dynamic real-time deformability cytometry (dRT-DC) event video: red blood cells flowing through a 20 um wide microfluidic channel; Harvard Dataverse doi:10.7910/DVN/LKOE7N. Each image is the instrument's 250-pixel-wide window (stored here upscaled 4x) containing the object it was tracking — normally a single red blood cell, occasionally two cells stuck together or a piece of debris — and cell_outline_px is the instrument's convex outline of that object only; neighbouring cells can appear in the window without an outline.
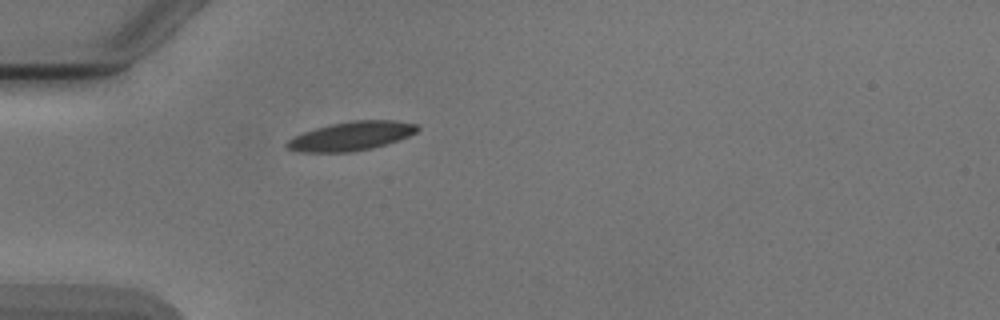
{"species": "Egyptian fruit bat (a non-hibernating species)", "species_latin": "Rousettus aegyptiacus", "temperature_condition": "cold", "stored_images_in_passage": 38, "camera_frame_rate_fps": 3000, "um_per_image_px": 0.085, "animal": {"sex": "male"}, "frame": {"image": 1, "passage_image": 1, "time_ms": 0.0, "image_size_px": [1000, 320], "cell_outline_px": [[420, 128], [416, 132], [408, 136], [372, 148], [352, 152], [300, 152], [288, 148], [284, 144], [292, 136], [316, 128], [332, 124], [352, 120], [392, 120], [416, 124]], "centroid_in_image_um": [29.82, 11.56], "position_along_channel_um": 55.2, "area_um2": 21.79}}
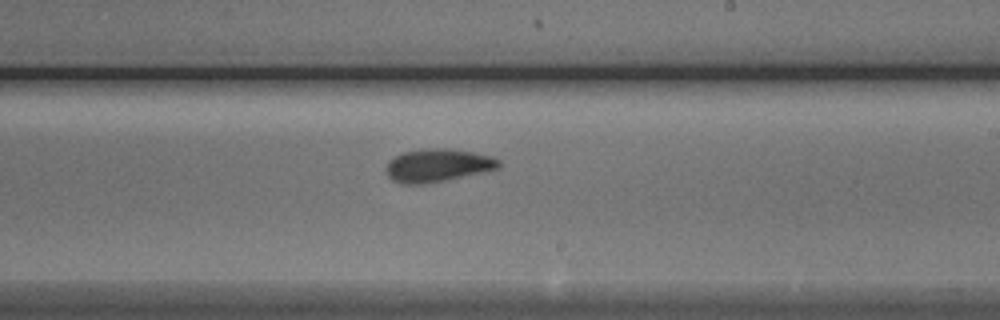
{"frame": {"image": 2, "passage_image": 17, "time_ms": 5.333, "image_size_px": [1000, 320], "cell_outline_px": [[500, 168], [444, 180], [424, 184], [408, 184], [392, 180], [388, 176], [388, 160], [404, 152], [424, 148], [448, 148], [472, 152], [492, 156], [500, 160]], "centroid_in_image_um": [37.22, 14.04], "position_along_channel_um": 251.8, "area_um2": 21.39}}
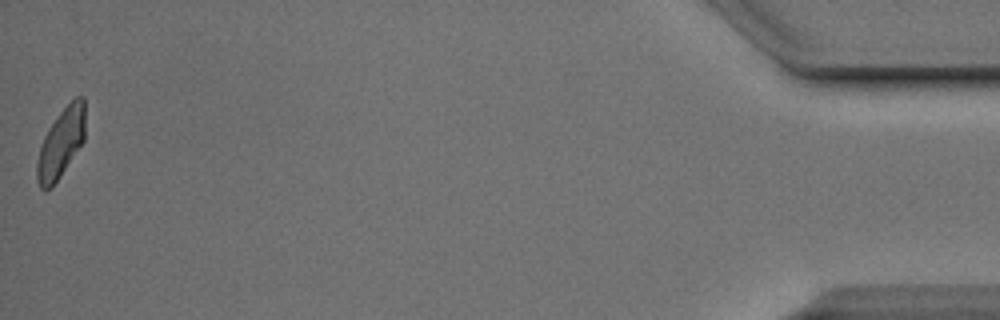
{"frame": {"image": 3, "passage_image": 38, "time_ms": 12.333, "image_size_px": [1000, 320], "cell_outline_px": [[84, 140], [52, 188], [44, 192], [40, 188], [36, 180], [36, 164], [40, 148], [44, 136], [48, 128], [56, 116], [76, 96], [84, 96]], "centroid_in_image_um": [5.15, 12.2], "position_along_channel_um": 430.0, "area_um2": 19.36}, "authors_computed_cell_mechanics": {"area_um2": 20.519, "velocity_mm_per_s": 3.8727, "shape_relaxation_time_tau1_ms": 2.3104, "shape_relaxation_time_tau2_ms": 2.2482, "deformation_change_tau1": 0.1308, "deformation_change_tau2": 0.0978}}